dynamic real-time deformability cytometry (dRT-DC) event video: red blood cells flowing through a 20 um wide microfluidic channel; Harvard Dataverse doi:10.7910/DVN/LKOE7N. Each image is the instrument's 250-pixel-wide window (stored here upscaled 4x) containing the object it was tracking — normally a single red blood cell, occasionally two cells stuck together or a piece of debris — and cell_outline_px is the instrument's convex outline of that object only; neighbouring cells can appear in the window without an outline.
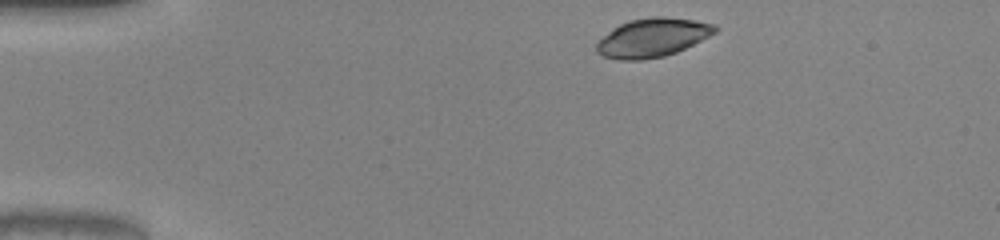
{"species": "common noctule bat (a hibernating species)", "species_latin": "Nyctalus noctula", "temperature_condition": "warm", "stored_images_in_passage": 37, "camera_frame_rate_fps": 3000, "um_per_image_px": 0.085, "animal": {"sex": "male", "body_mass_g": 20.0, "forearm_length_mm": 53.3}, "frame": {"image": 1, "passage_image": 2, "time_ms": 0.333, "image_size_px": [1000, 240], "cell_outline_px": [[720, 28], [716, 32], [676, 52], [664, 56], [644, 60], [620, 60], [604, 56], [596, 52], [596, 44], [608, 32], [620, 24], [628, 20], [652, 16], [664, 16], [696, 20], [716, 24]], "centroid_in_image_um": [55.48, 3.18], "position_along_channel_um": 29.5, "area_um2": 26.7}}
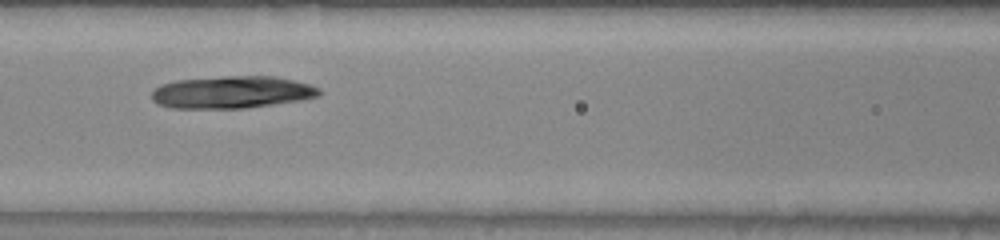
{"frame": {"image": 2, "passage_image": 16, "time_ms": 5.0, "image_size_px": [1000, 240], "cell_outline_px": [[324, 92], [320, 96], [300, 100], [244, 108], [172, 108], [156, 104], [152, 100], [152, 92], [160, 84], [176, 80], [224, 76], [276, 76], [308, 84], [320, 88]], "centroid_in_image_um": [19.71, 7.83], "position_along_channel_um": 146.9, "area_um2": 31.62}}
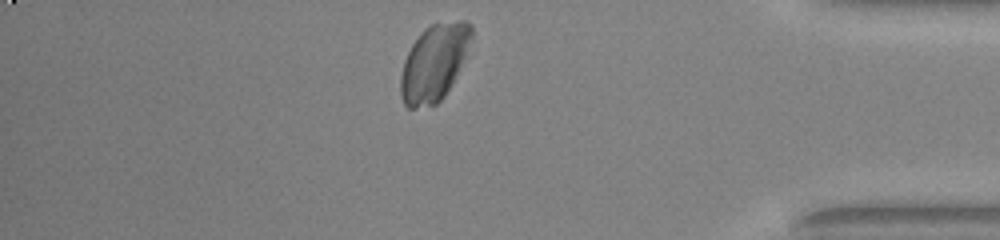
{"frame": {"image": 3, "passage_image": 37, "time_ms": 12.0, "image_size_px": [1000, 240], "cell_outline_px": [[472, 36], [464, 56], [444, 96], [436, 104], [416, 108], [408, 108], [404, 104], [400, 96], [400, 76], [404, 60], [412, 44], [420, 32], [424, 28], [432, 24], [460, 20], [464, 20], [472, 24]], "centroid_in_image_um": [36.85, 5.32], "position_along_channel_um": 398.4, "area_um2": 31.1}}